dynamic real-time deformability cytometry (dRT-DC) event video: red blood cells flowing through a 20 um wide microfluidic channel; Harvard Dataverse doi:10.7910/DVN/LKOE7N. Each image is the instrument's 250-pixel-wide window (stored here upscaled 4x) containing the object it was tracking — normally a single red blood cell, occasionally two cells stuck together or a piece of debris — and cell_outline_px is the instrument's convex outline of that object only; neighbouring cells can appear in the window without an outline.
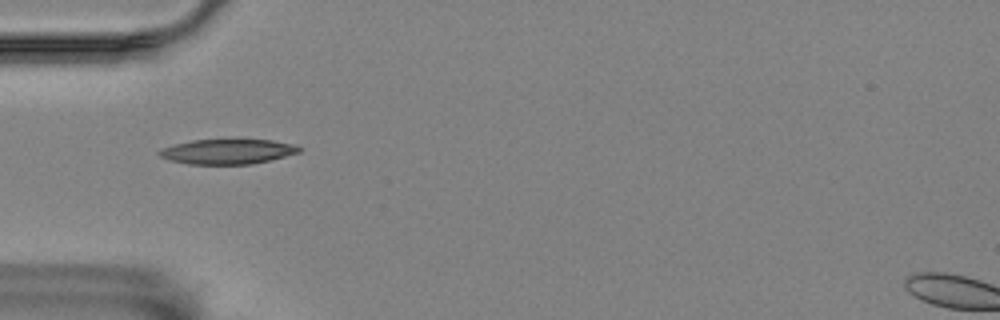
{"species": "Egyptian fruit bat (a non-hibernating species)", "species_latin": "Rousettus aegyptiacus", "temperature_condition": "room temperature", "stored_images_in_passage": 40, "camera_frame_rate_fps": 3000, "um_per_image_px": 0.085, "animal": {"sex": "female"}, "frame": {"image": 1, "passage_image": 1, "time_ms": 0.0, "image_size_px": [1000, 320], "cell_outline_px": [[304, 148], [300, 152], [252, 164], [188, 164], [168, 160], [160, 156], [156, 152], [160, 148], [192, 140], [236, 136], [272, 140], [296, 144]], "centroid_in_image_um": [19.37, 12.82], "position_along_channel_um": 65.6, "area_um2": 21.5}}
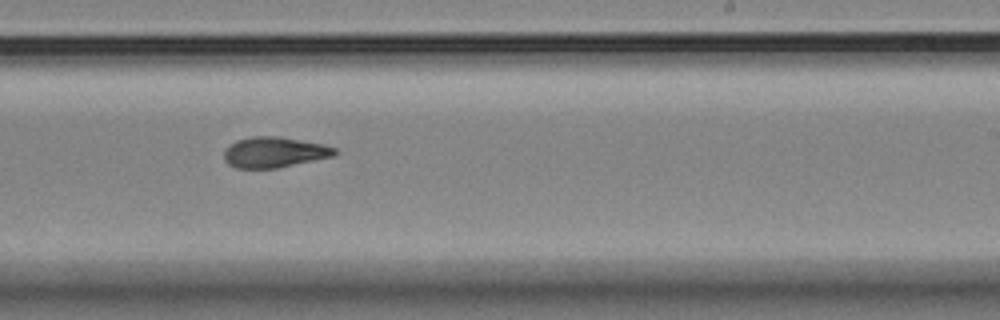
{"frame": {"image": 2, "passage_image": 18, "time_ms": 5.667, "image_size_px": [1000, 320], "cell_outline_px": [[340, 152], [336, 156], [276, 168], [236, 168], [228, 164], [224, 160], [224, 152], [236, 140], [252, 136], [280, 136], [324, 144], [336, 148]], "centroid_in_image_um": [23.37, 12.94], "position_along_channel_um": 265.6, "area_um2": 19.88}}
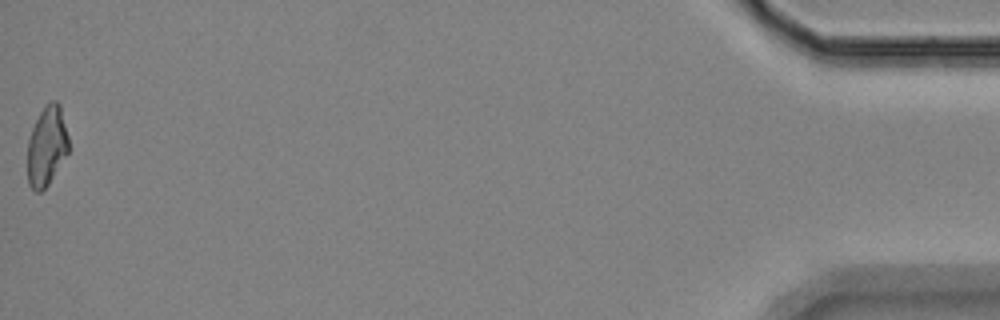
{"frame": {"image": 3, "passage_image": 40, "time_ms": 13.0, "image_size_px": [1000, 320], "cell_outline_px": [[68, 152], [48, 184], [40, 192], [36, 192], [28, 184], [28, 140], [32, 128], [44, 104], [52, 100], [56, 100], [60, 104], [68, 136]], "centroid_in_image_um": [3.97, 12.38], "position_along_channel_um": 431.2, "area_um2": 18.96}, "authors_computed_cell_mechanics": {"area_um2": 19.7098, "velocity_mm_per_s": 3.5257, "shape_relaxation_time_tau1_ms": 4.9713, "shape_relaxation_time_tau2_ms": 6.1545, "deformation_change_tau1": 0.1743, "deformation_change_tau2": 0.149}}